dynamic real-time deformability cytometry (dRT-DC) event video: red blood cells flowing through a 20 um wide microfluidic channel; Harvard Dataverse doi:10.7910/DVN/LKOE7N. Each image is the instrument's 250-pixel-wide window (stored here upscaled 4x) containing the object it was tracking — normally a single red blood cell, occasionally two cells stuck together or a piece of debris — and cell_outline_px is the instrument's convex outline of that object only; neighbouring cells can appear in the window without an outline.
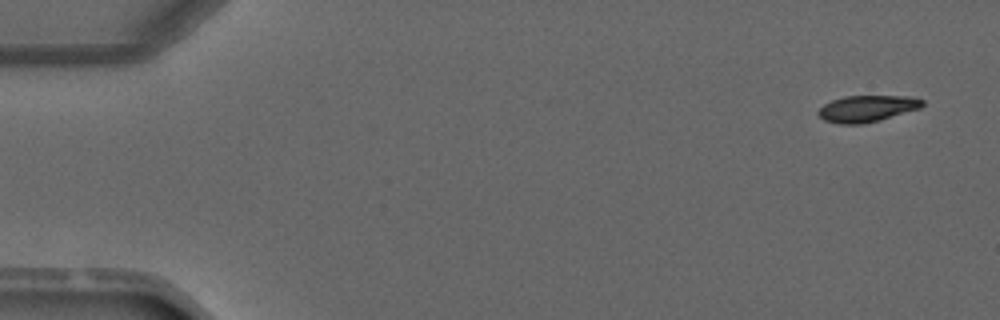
{"species": "common noctule bat (a hibernating species)", "species_latin": "Nyctalus noctula", "temperature_condition": "warm", "stored_images_in_passage": 4, "camera_frame_rate_fps": 3000, "um_per_image_px": 0.085, "animal": {"sex": "male", "forearm_length_mm": 52.5}, "frame": {"image": 1, "passage_image": 1, "time_ms": 0.0, "image_size_px": [1000, 320], "cell_outline_px": [[924, 104], [920, 108], [880, 120], [864, 124], [840, 124], [824, 120], [816, 112], [824, 104], [832, 100], [844, 96], [908, 96], [924, 100]], "centroid_in_image_um": [73.69, 9.23], "position_along_channel_um": 11.3, "area_um2": 16.07}}
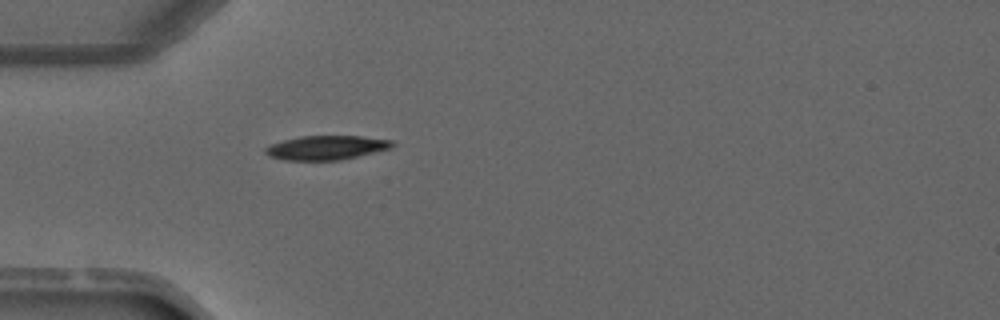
{"frame": {"image": 2, "passage_image": 4, "time_ms": 3.667, "image_size_px": [1000, 320], "cell_outline_px": [[396, 144], [392, 148], [340, 160], [284, 160], [268, 156], [264, 152], [264, 148], [268, 144], [300, 136], [360, 136], [392, 140]], "centroid_in_image_um": [27.71, 12.55], "position_along_channel_um": 57.3, "area_um2": 17.98}}